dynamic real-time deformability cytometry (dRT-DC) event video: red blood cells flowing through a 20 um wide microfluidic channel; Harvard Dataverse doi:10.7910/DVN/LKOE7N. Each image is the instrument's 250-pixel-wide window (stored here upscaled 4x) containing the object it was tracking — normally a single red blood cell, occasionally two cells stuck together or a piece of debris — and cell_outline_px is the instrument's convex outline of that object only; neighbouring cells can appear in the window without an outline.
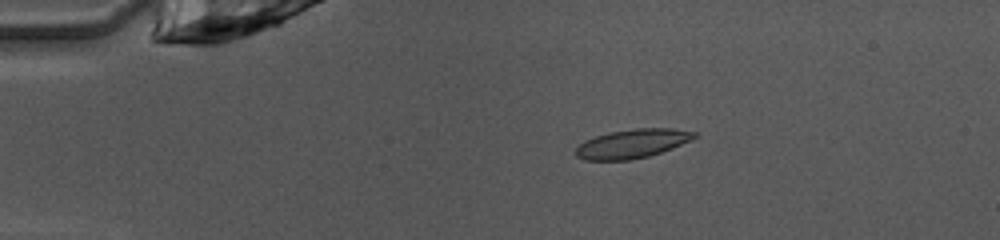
{"species": "common noctule bat (a hibernating species)", "species_latin": "Nyctalus noctula", "temperature_condition": "warm", "stored_images_in_passage": 50, "camera_frame_rate_fps": 3000, "um_per_image_px": 0.085, "animal": {"sex": "female", "body_mass_g": 10.0, "forearm_length_mm": 53.1}, "frame": {"image": 1, "passage_image": 10, "time_ms": 3.0, "image_size_px": [1000, 240], "cell_outline_px": [[696, 136], [692, 140], [672, 148], [648, 156], [628, 160], [584, 160], [576, 156], [576, 148], [584, 140], [596, 136], [612, 132], [636, 128], [672, 128], [696, 132]], "centroid_in_image_um": [53.74, 12.21], "position_along_channel_um": 31.3, "area_um2": 19.83}}
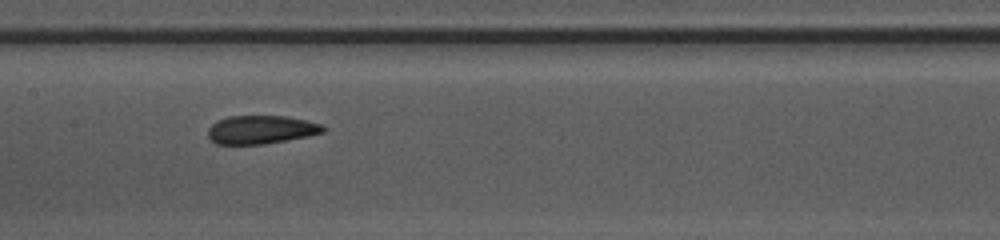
{"frame": {"image": 2, "passage_image": 25, "time_ms": 8.0, "image_size_px": [1000, 240], "cell_outline_px": [[324, 132], [308, 136], [264, 144], [216, 144], [208, 136], [208, 128], [212, 124], [228, 116], [284, 116], [324, 124]], "centroid_in_image_um": [22.19, 11.02], "position_along_channel_um": 185.2, "area_um2": 18.9}}
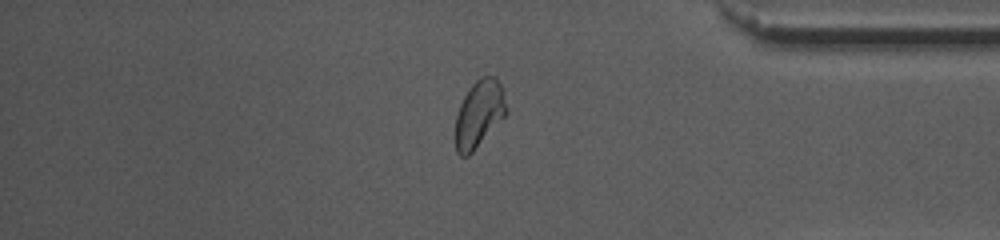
{"frame": {"image": 3, "passage_image": 42, "time_ms": 13.667, "image_size_px": [1000, 240], "cell_outline_px": [[508, 112], [472, 152], [468, 156], [460, 156], [456, 152], [456, 116], [460, 104], [464, 96], [472, 84], [480, 76], [496, 76], [504, 92], [508, 108]], "centroid_in_image_um": [40.74, 9.65], "position_along_channel_um": 394.5, "area_um2": 19.83}, "authors_computed_cell_mechanics": {"area_um2": 19.5364, "velocity_mm_per_s": 4.0336, "shape_relaxation_time_tau1_ms": 3.269, "shape_relaxation_time_tau2_ms": 0.9419, "deformation_change_tau1": 0.1346, "deformation_change_tau2": 0.0608}}